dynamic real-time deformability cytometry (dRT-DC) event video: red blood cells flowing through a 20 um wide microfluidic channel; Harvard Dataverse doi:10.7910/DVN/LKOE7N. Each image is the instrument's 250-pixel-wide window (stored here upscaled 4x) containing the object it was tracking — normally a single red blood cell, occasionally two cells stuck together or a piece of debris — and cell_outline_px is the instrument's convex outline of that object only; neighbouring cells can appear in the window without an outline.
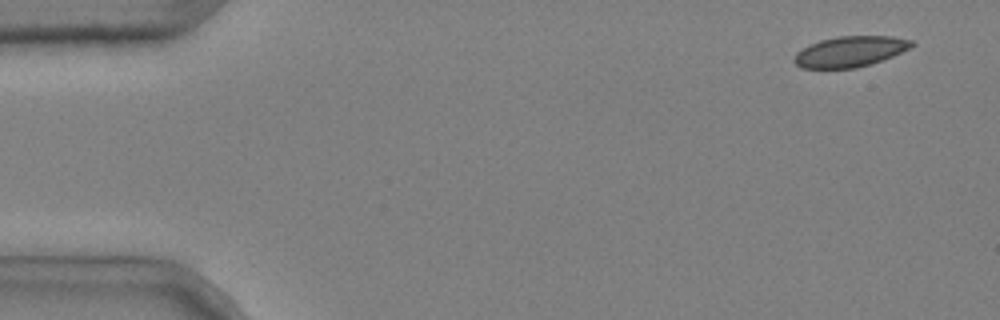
{"species": "common noctule bat (a hibernating species)", "species_latin": "Nyctalus noctula", "temperature_condition": "cold", "stored_images_in_passage": 4, "camera_frame_rate_fps": 3000, "um_per_image_px": 0.085, "animal": {"sex": "male", "body_mass_g": 20.4}, "frame": {"image": 1, "passage_image": 1, "time_ms": 0.0, "image_size_px": [1000, 320], "cell_outline_px": [[916, 44], [892, 56], [856, 68], [800, 68], [792, 60], [796, 52], [820, 40], [836, 36], [892, 36], [912, 40]], "centroid_in_image_um": [72.23, 4.37], "position_along_channel_um": 12.8, "area_um2": 20.75}}
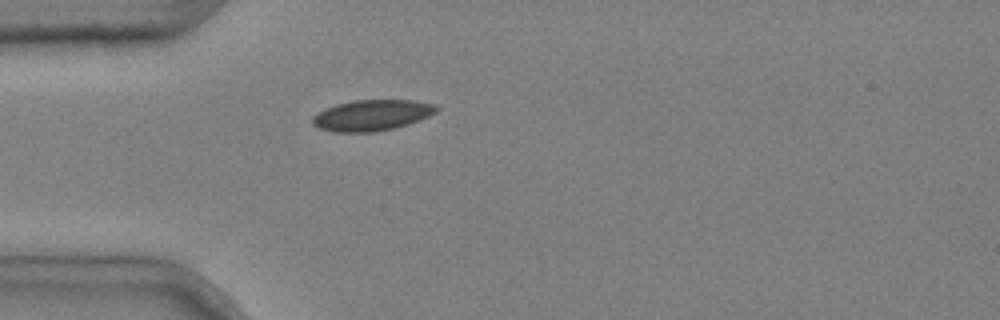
{"frame": {"image": 2, "passage_image": 4, "time_ms": 1.0, "image_size_px": [1000, 320], "cell_outline_px": [[440, 108], [436, 112], [420, 120], [408, 124], [392, 128], [372, 132], [332, 132], [320, 128], [312, 124], [312, 116], [324, 108], [336, 104], [352, 100], [412, 100], [436, 104]], "centroid_in_image_um": [31.6, 9.79], "position_along_channel_um": 53.4, "area_um2": 22.43}}